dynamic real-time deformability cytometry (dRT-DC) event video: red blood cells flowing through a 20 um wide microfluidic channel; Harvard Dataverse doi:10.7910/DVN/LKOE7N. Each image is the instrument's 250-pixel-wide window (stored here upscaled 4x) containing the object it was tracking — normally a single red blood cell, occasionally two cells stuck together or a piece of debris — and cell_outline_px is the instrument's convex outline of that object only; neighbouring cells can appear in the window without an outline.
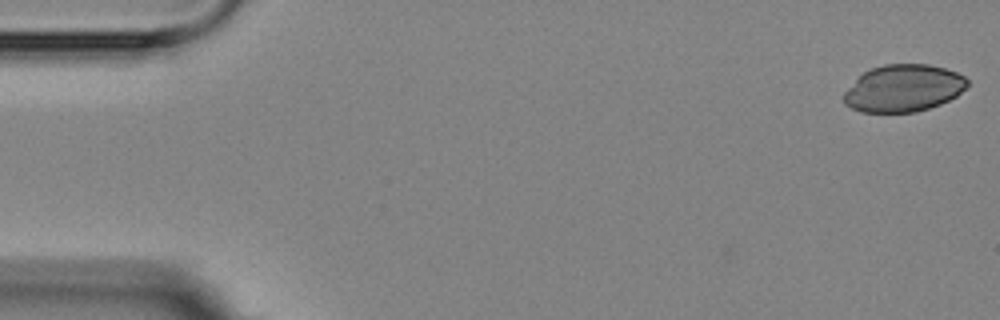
{"species": "Egyptian fruit bat (a non-hibernating species)", "species_latin": "Rousettus aegyptiacus", "temperature_condition": "room temperature", "stored_images_in_passage": 5, "camera_frame_rate_fps": 3000, "um_per_image_px": 0.085, "animal": {"sex": "female"}, "frame": {"image": 1, "passage_image": 1, "time_ms": 0.0, "image_size_px": [1000, 320], "cell_outline_px": [[968, 84], [956, 96], [940, 104], [916, 112], [860, 112], [844, 104], [844, 92], [864, 72], [872, 68], [884, 64], [928, 64], [944, 68], [956, 72], [964, 76], [968, 80]], "centroid_in_image_um": [76.79, 7.5], "position_along_channel_um": 8.2, "area_um2": 33.7}}